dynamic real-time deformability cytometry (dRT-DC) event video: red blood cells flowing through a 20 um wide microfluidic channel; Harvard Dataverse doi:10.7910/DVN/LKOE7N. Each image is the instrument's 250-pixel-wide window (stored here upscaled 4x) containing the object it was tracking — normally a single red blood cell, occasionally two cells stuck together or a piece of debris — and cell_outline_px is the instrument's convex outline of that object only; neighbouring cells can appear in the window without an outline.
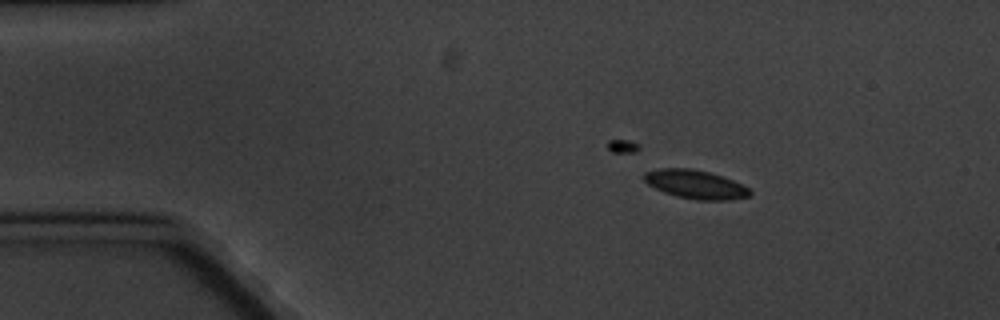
{"species": "common noctule bat (a hibernating species)", "species_latin": "Nyctalus noctula", "temperature_condition": "cold", "stored_images_in_passage": 10, "camera_frame_rate_fps": 3000, "um_per_image_px": 0.085, "animal": {"sex": "male", "body_mass_g": 20.1, "forearm_length_mm": 53.5}, "frame": {"image": 1, "passage_image": 1, "time_ms": 0.0, "image_size_px": [1000, 320], "cell_outline_px": [[752, 196], [728, 200], [696, 200], [676, 196], [664, 192], [648, 184], [644, 180], [644, 172], [660, 168], [692, 168], [708, 172], [732, 180], [748, 188], [752, 192]], "centroid_in_image_um": [59.11, 15.68], "position_along_channel_um": 25.9, "area_um2": 17.57}}
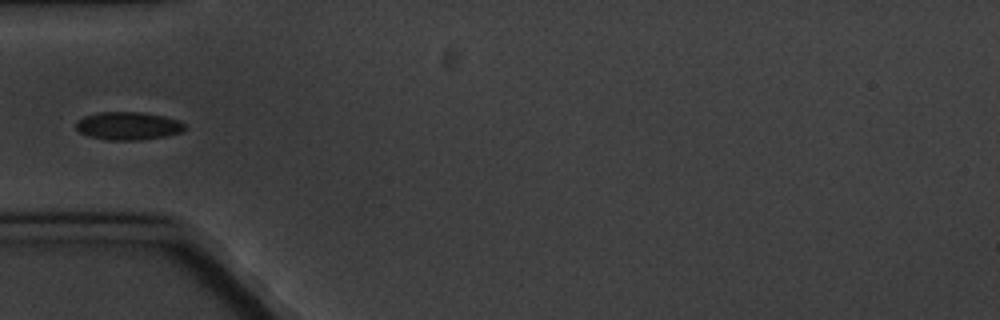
{"frame": {"image": 2, "passage_image": 4, "time_ms": 3.333, "image_size_px": [1000, 320], "cell_outline_px": [[184, 132], [164, 136], [140, 140], [108, 140], [88, 136], [80, 132], [76, 128], [76, 120], [84, 116], [100, 112], [144, 112], [164, 116], [176, 120], [184, 124]], "centroid_in_image_um": [10.87, 10.7], "position_along_channel_um": 74.1, "area_um2": 17.74}}